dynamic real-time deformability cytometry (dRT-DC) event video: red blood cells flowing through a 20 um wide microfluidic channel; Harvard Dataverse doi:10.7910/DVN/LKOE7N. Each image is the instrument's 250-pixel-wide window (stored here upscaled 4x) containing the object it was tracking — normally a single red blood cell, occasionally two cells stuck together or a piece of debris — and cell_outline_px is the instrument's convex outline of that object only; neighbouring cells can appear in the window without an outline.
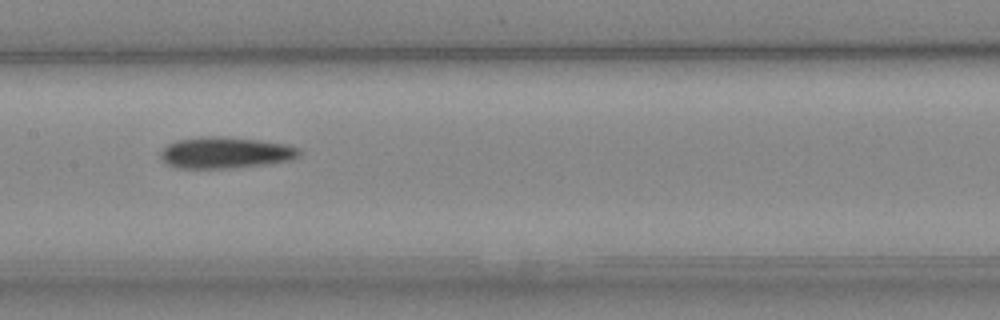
{"species": "Egyptian fruit bat (a non-hibernating species)", "species_latin": "Rousettus aegyptiacus", "temperature_condition": "cold", "stored_images_in_passage": 10, "camera_frame_rate_fps": 3000, "um_per_image_px": 0.085, "animal": {"sex": "female"}, "frame": {"image": 1, "passage_image": 7, "time_ms": 8.0, "image_size_px": [1000, 320], "cell_outline_px": [[304, 152], [300, 156], [292, 160], [264, 164], [228, 168], [180, 168], [168, 164], [160, 156], [160, 152], [168, 144], [176, 140], [204, 136], [216, 136], [260, 140], [288, 144], [300, 148]], "centroid_in_image_um": [19.22, 12.97], "position_along_channel_um": 188.2, "area_um2": 25.37}}
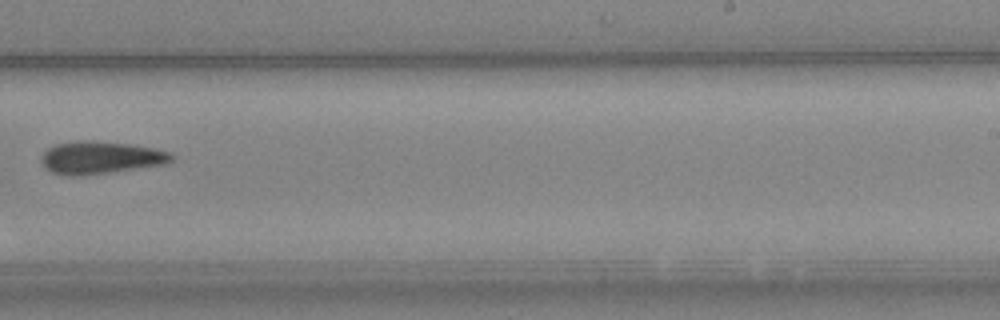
{"frame": {"image": 2, "passage_image": 9, "time_ms": 10.333, "image_size_px": [1000, 320], "cell_outline_px": [[176, 156], [168, 164], [108, 172], [76, 176], [72, 176], [52, 172], [44, 168], [40, 160], [40, 156], [48, 148], [56, 144], [76, 140], [88, 140], [128, 144], [156, 148], [168, 152]], "centroid_in_image_um": [8.54, 13.39], "position_along_channel_um": 280.5, "area_um2": 24.74}}